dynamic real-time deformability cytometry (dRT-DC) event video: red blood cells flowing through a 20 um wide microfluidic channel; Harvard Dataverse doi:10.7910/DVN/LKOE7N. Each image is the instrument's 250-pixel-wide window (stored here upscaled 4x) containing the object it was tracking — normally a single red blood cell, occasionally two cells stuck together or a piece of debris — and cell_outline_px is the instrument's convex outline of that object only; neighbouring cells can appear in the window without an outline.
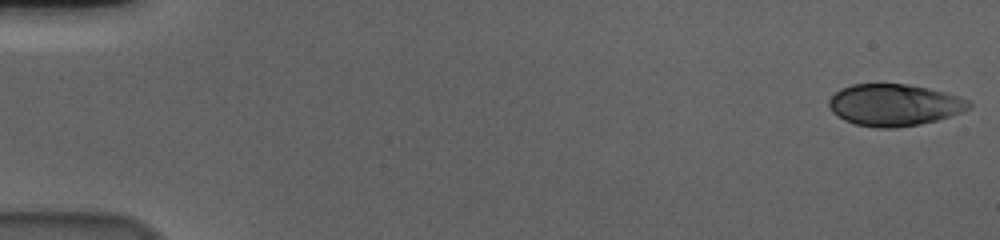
{"species": "human", "species_latin": "Homo sapiens", "temperature_condition": "cold", "stored_images_in_passage": 57, "camera_frame_rate_fps": 3000, "um_per_image_px": 0.085, "donor": {"sex": "male"}, "frame": {"image": 1, "passage_image": 1, "time_ms": 0.0, "image_size_px": [1000, 240], "cell_outline_px": [[972, 104], [968, 108], [960, 112], [936, 120], [920, 124], [896, 128], [876, 128], [856, 124], [844, 120], [832, 112], [828, 104], [828, 100], [840, 88], [852, 84], [908, 84], [928, 88], [960, 96], [968, 100]], "centroid_in_image_um": [75.98, 8.92], "position_along_channel_um": 9.0, "area_um2": 34.04}}
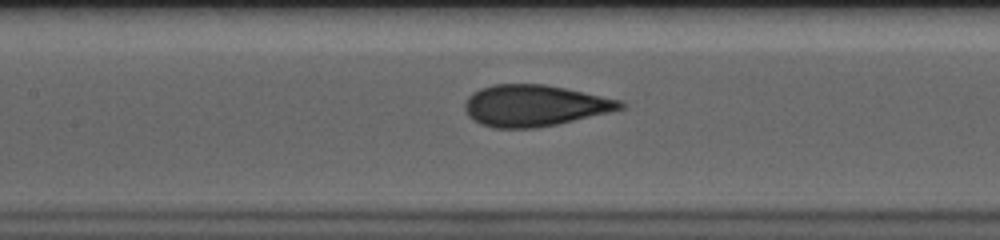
{"frame": {"image": 2, "passage_image": 27, "time_ms": 8.667, "image_size_px": [1000, 240], "cell_outline_px": [[624, 108], [608, 112], [556, 124], [536, 128], [492, 128], [480, 124], [472, 120], [468, 116], [464, 108], [464, 104], [468, 96], [472, 92], [480, 88], [492, 84], [544, 84], [564, 88], [620, 100], [624, 104]], "centroid_in_image_um": [45.35, 8.97], "position_along_channel_um": 162.1, "area_um2": 37.34}}
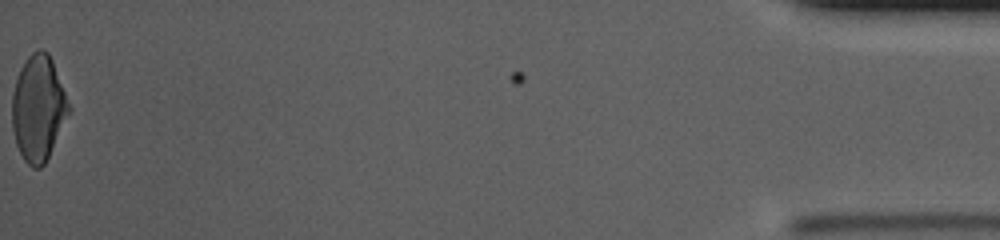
{"frame": {"image": 3, "passage_image": 57, "time_ms": 18.667, "image_size_px": [1000, 240], "cell_outline_px": [[72, 108], [44, 164], [40, 168], [32, 168], [24, 160], [16, 144], [12, 128], [12, 92], [20, 68], [28, 56], [32, 52], [40, 48], [44, 48], [48, 52], [52, 60]], "centroid_in_image_um": [3.25, 9.17], "position_along_channel_um": 431.9, "area_um2": 34.97}, "authors_computed_cell_mechanics": {"area_um2": 36.2406, "velocity_mm_per_s": 3.6563, "shape_relaxation_time_tau1_ms": 5.1466, "shape_relaxation_time_tau2_ms": 0.915, "deformation_change_tau1": 0.149, "deformation_change_tau2": 0.0649}}